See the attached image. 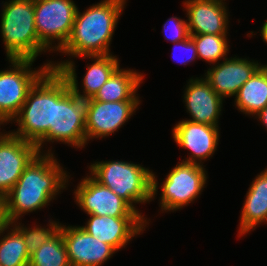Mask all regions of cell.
<instances>
[{"mask_svg": "<svg viewBox=\"0 0 267 266\" xmlns=\"http://www.w3.org/2000/svg\"><path fill=\"white\" fill-rule=\"evenodd\" d=\"M77 58L91 59V65L87 63V71L81 80V88L77 80L76 61L67 59L53 61L52 68L57 69L69 83L70 89L79 97L93 98L103 84L110 78L114 71L120 66V60L117 55H93L78 56ZM81 89V90H80Z\"/></svg>", "mask_w": 267, "mask_h": 266, "instance_id": "cell-11", "label": "cell"}, {"mask_svg": "<svg viewBox=\"0 0 267 266\" xmlns=\"http://www.w3.org/2000/svg\"><path fill=\"white\" fill-rule=\"evenodd\" d=\"M12 224L21 232L29 256H31L42 244L50 240L61 227L59 220H53L52 218L48 220L46 226H40L37 223L30 227L26 225L24 226L20 220L15 221Z\"/></svg>", "mask_w": 267, "mask_h": 266, "instance_id": "cell-26", "label": "cell"}, {"mask_svg": "<svg viewBox=\"0 0 267 266\" xmlns=\"http://www.w3.org/2000/svg\"><path fill=\"white\" fill-rule=\"evenodd\" d=\"M145 75L136 69L121 68L114 71L93 97L101 102L141 101L137 94Z\"/></svg>", "mask_w": 267, "mask_h": 266, "instance_id": "cell-21", "label": "cell"}, {"mask_svg": "<svg viewBox=\"0 0 267 266\" xmlns=\"http://www.w3.org/2000/svg\"><path fill=\"white\" fill-rule=\"evenodd\" d=\"M89 219L80 227L99 241L111 245L117 252L148 227L143 217H111L88 214Z\"/></svg>", "mask_w": 267, "mask_h": 266, "instance_id": "cell-17", "label": "cell"}, {"mask_svg": "<svg viewBox=\"0 0 267 266\" xmlns=\"http://www.w3.org/2000/svg\"><path fill=\"white\" fill-rule=\"evenodd\" d=\"M226 0H185L183 11L190 35H229L230 12Z\"/></svg>", "mask_w": 267, "mask_h": 266, "instance_id": "cell-18", "label": "cell"}, {"mask_svg": "<svg viewBox=\"0 0 267 266\" xmlns=\"http://www.w3.org/2000/svg\"><path fill=\"white\" fill-rule=\"evenodd\" d=\"M89 99L77 96L65 77L55 69V115L54 126L36 144L42 154H54L52 147H44L54 142L68 144L75 149L86 146V120L88 118ZM47 142V143H46ZM61 142V143H60ZM47 150H44V149Z\"/></svg>", "mask_w": 267, "mask_h": 266, "instance_id": "cell-3", "label": "cell"}, {"mask_svg": "<svg viewBox=\"0 0 267 266\" xmlns=\"http://www.w3.org/2000/svg\"><path fill=\"white\" fill-rule=\"evenodd\" d=\"M6 223L7 222L5 219L4 209H3V198L0 197V231Z\"/></svg>", "mask_w": 267, "mask_h": 266, "instance_id": "cell-30", "label": "cell"}, {"mask_svg": "<svg viewBox=\"0 0 267 266\" xmlns=\"http://www.w3.org/2000/svg\"><path fill=\"white\" fill-rule=\"evenodd\" d=\"M78 6L73 0H34L35 27L38 40L57 53L66 44Z\"/></svg>", "mask_w": 267, "mask_h": 266, "instance_id": "cell-9", "label": "cell"}, {"mask_svg": "<svg viewBox=\"0 0 267 266\" xmlns=\"http://www.w3.org/2000/svg\"><path fill=\"white\" fill-rule=\"evenodd\" d=\"M233 98L239 112L254 118L267 106V69L262 65Z\"/></svg>", "mask_w": 267, "mask_h": 266, "instance_id": "cell-22", "label": "cell"}, {"mask_svg": "<svg viewBox=\"0 0 267 266\" xmlns=\"http://www.w3.org/2000/svg\"><path fill=\"white\" fill-rule=\"evenodd\" d=\"M97 182L112 190L137 211L149 226L148 217L141 213L136 204L152 201V172L142 164L124 160L94 161L88 167Z\"/></svg>", "mask_w": 267, "mask_h": 266, "instance_id": "cell-4", "label": "cell"}, {"mask_svg": "<svg viewBox=\"0 0 267 266\" xmlns=\"http://www.w3.org/2000/svg\"><path fill=\"white\" fill-rule=\"evenodd\" d=\"M186 82L182 100L186 112L191 118L186 119L201 124L219 126L225 100L211 88L210 83L202 75L191 77Z\"/></svg>", "mask_w": 267, "mask_h": 266, "instance_id": "cell-19", "label": "cell"}, {"mask_svg": "<svg viewBox=\"0 0 267 266\" xmlns=\"http://www.w3.org/2000/svg\"><path fill=\"white\" fill-rule=\"evenodd\" d=\"M37 145L0 129V197L16 184L25 168L39 154Z\"/></svg>", "mask_w": 267, "mask_h": 266, "instance_id": "cell-14", "label": "cell"}, {"mask_svg": "<svg viewBox=\"0 0 267 266\" xmlns=\"http://www.w3.org/2000/svg\"><path fill=\"white\" fill-rule=\"evenodd\" d=\"M258 32H260V34H261L260 36L262 37L263 42L265 44H267V19L262 24V27L260 28V30Z\"/></svg>", "mask_w": 267, "mask_h": 266, "instance_id": "cell-31", "label": "cell"}, {"mask_svg": "<svg viewBox=\"0 0 267 266\" xmlns=\"http://www.w3.org/2000/svg\"><path fill=\"white\" fill-rule=\"evenodd\" d=\"M177 50H179L181 53L184 52L183 55L181 56L178 51L179 54H176L179 56H177L175 54ZM172 51L173 52H171V57L173 58V61L175 59L177 63L185 66L189 65V63L191 62L194 63L199 59L197 55L196 45L190 36L183 41L173 43Z\"/></svg>", "mask_w": 267, "mask_h": 266, "instance_id": "cell-28", "label": "cell"}, {"mask_svg": "<svg viewBox=\"0 0 267 266\" xmlns=\"http://www.w3.org/2000/svg\"><path fill=\"white\" fill-rule=\"evenodd\" d=\"M205 166L180 161L159 184L156 172H152V201L159 194V210L162 213L180 211L194 203L207 187L208 173ZM160 185V186H159Z\"/></svg>", "mask_w": 267, "mask_h": 266, "instance_id": "cell-7", "label": "cell"}, {"mask_svg": "<svg viewBox=\"0 0 267 266\" xmlns=\"http://www.w3.org/2000/svg\"><path fill=\"white\" fill-rule=\"evenodd\" d=\"M28 266H70L60 229L30 256Z\"/></svg>", "mask_w": 267, "mask_h": 266, "instance_id": "cell-24", "label": "cell"}, {"mask_svg": "<svg viewBox=\"0 0 267 266\" xmlns=\"http://www.w3.org/2000/svg\"><path fill=\"white\" fill-rule=\"evenodd\" d=\"M241 209L237 237L267 224V167L251 181Z\"/></svg>", "mask_w": 267, "mask_h": 266, "instance_id": "cell-20", "label": "cell"}, {"mask_svg": "<svg viewBox=\"0 0 267 266\" xmlns=\"http://www.w3.org/2000/svg\"><path fill=\"white\" fill-rule=\"evenodd\" d=\"M254 119H257L262 126L267 130V106L262 109L257 115L254 116Z\"/></svg>", "mask_w": 267, "mask_h": 266, "instance_id": "cell-29", "label": "cell"}, {"mask_svg": "<svg viewBox=\"0 0 267 266\" xmlns=\"http://www.w3.org/2000/svg\"><path fill=\"white\" fill-rule=\"evenodd\" d=\"M0 34L7 59H31L50 52L39 40L35 27L34 0L1 3Z\"/></svg>", "mask_w": 267, "mask_h": 266, "instance_id": "cell-5", "label": "cell"}, {"mask_svg": "<svg viewBox=\"0 0 267 266\" xmlns=\"http://www.w3.org/2000/svg\"><path fill=\"white\" fill-rule=\"evenodd\" d=\"M228 36L230 35H190L196 45L198 58L210 66L228 58L230 52Z\"/></svg>", "mask_w": 267, "mask_h": 266, "instance_id": "cell-25", "label": "cell"}, {"mask_svg": "<svg viewBox=\"0 0 267 266\" xmlns=\"http://www.w3.org/2000/svg\"><path fill=\"white\" fill-rule=\"evenodd\" d=\"M29 261L21 232L12 223H6L0 231V265L28 266Z\"/></svg>", "mask_w": 267, "mask_h": 266, "instance_id": "cell-23", "label": "cell"}, {"mask_svg": "<svg viewBox=\"0 0 267 266\" xmlns=\"http://www.w3.org/2000/svg\"><path fill=\"white\" fill-rule=\"evenodd\" d=\"M219 129V126L187 119L178 121L172 128L173 140L180 148L189 150L187 157L180 161L204 166V162L213 157L219 146Z\"/></svg>", "mask_w": 267, "mask_h": 266, "instance_id": "cell-12", "label": "cell"}, {"mask_svg": "<svg viewBox=\"0 0 267 266\" xmlns=\"http://www.w3.org/2000/svg\"><path fill=\"white\" fill-rule=\"evenodd\" d=\"M73 199L85 214L111 217H142L124 199L97 182L90 174L80 179Z\"/></svg>", "mask_w": 267, "mask_h": 266, "instance_id": "cell-10", "label": "cell"}, {"mask_svg": "<svg viewBox=\"0 0 267 266\" xmlns=\"http://www.w3.org/2000/svg\"><path fill=\"white\" fill-rule=\"evenodd\" d=\"M263 65L249 57H229L205 70L204 78L224 100L235 97L239 89Z\"/></svg>", "mask_w": 267, "mask_h": 266, "instance_id": "cell-16", "label": "cell"}, {"mask_svg": "<svg viewBox=\"0 0 267 266\" xmlns=\"http://www.w3.org/2000/svg\"><path fill=\"white\" fill-rule=\"evenodd\" d=\"M162 33L164 34L165 39L171 43L187 39L190 36L187 20L177 16L168 18L163 24Z\"/></svg>", "mask_w": 267, "mask_h": 266, "instance_id": "cell-27", "label": "cell"}, {"mask_svg": "<svg viewBox=\"0 0 267 266\" xmlns=\"http://www.w3.org/2000/svg\"><path fill=\"white\" fill-rule=\"evenodd\" d=\"M63 241L70 266H103L117 251L87 233L80 225L61 223Z\"/></svg>", "mask_w": 267, "mask_h": 266, "instance_id": "cell-15", "label": "cell"}, {"mask_svg": "<svg viewBox=\"0 0 267 266\" xmlns=\"http://www.w3.org/2000/svg\"><path fill=\"white\" fill-rule=\"evenodd\" d=\"M141 101L101 102L89 99L86 145L92 139L108 138L122 128L139 109Z\"/></svg>", "mask_w": 267, "mask_h": 266, "instance_id": "cell-13", "label": "cell"}, {"mask_svg": "<svg viewBox=\"0 0 267 266\" xmlns=\"http://www.w3.org/2000/svg\"><path fill=\"white\" fill-rule=\"evenodd\" d=\"M9 68L0 70V126L2 129L18 114L28 92L37 80L52 68V60L33 68L35 60L7 59ZM32 66V67H31ZM3 125V126H2Z\"/></svg>", "mask_w": 267, "mask_h": 266, "instance_id": "cell-8", "label": "cell"}, {"mask_svg": "<svg viewBox=\"0 0 267 266\" xmlns=\"http://www.w3.org/2000/svg\"><path fill=\"white\" fill-rule=\"evenodd\" d=\"M127 1L101 0L83 12L78 8L71 34L58 52L69 59L113 54L112 38Z\"/></svg>", "mask_w": 267, "mask_h": 266, "instance_id": "cell-2", "label": "cell"}, {"mask_svg": "<svg viewBox=\"0 0 267 266\" xmlns=\"http://www.w3.org/2000/svg\"><path fill=\"white\" fill-rule=\"evenodd\" d=\"M55 69L49 68L32 86L25 103L10 123L17 129L10 133L25 141L37 144L54 126Z\"/></svg>", "mask_w": 267, "mask_h": 266, "instance_id": "cell-6", "label": "cell"}, {"mask_svg": "<svg viewBox=\"0 0 267 266\" xmlns=\"http://www.w3.org/2000/svg\"><path fill=\"white\" fill-rule=\"evenodd\" d=\"M57 159L56 154L39 153L25 168L14 187L3 197V209L7 223L21 220L51 205L72 178Z\"/></svg>", "mask_w": 267, "mask_h": 266, "instance_id": "cell-1", "label": "cell"}]
</instances>
